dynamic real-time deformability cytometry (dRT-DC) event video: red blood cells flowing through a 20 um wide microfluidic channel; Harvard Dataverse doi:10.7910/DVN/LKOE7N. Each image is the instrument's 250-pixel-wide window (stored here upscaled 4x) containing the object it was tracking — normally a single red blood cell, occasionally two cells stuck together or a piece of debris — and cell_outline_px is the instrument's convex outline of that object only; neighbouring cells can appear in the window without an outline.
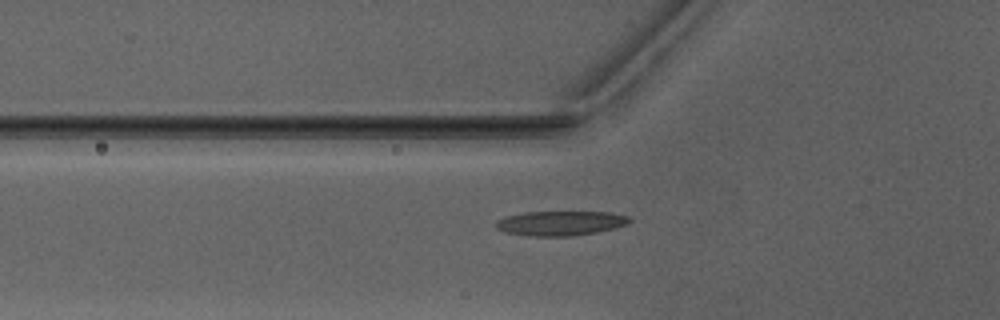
{"species": "Egyptian fruit bat (a non-hibernating species)", "species_latin": "Rousettus aegyptiacus", "temperature_condition": "warm", "stored_images_in_passage": 40, "camera_frame_rate_fps": 3000, "um_per_image_px": 0.085, "animal": {"sex": "male"}, "frame": {"image": 1, "passage_image": 9, "time_ms": 2.667, "image_size_px": [1000, 320], "cell_outline_px": [[632, 220], [624, 224], [612, 228], [596, 232], [572, 236], [532, 236], [504, 232], [496, 228], [496, 220], [504, 216], [524, 212], [608, 212], [628, 216]], "centroid_in_image_um": [47.57, 18.97], "position_along_channel_um": 78.2, "area_um2": 19.02}}
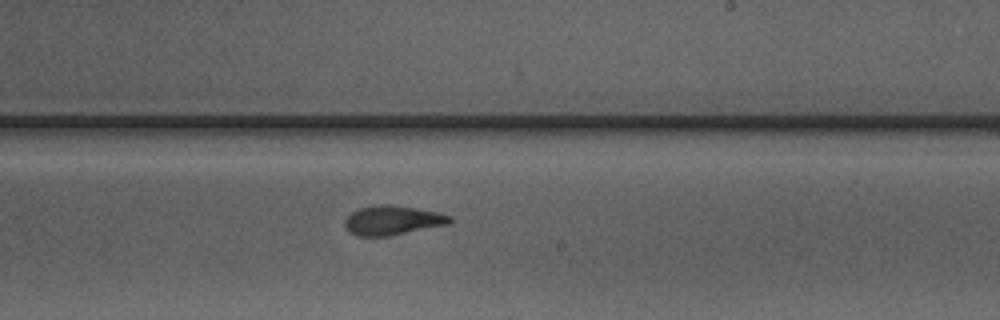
{"frame": {"image": 2, "passage_image": 22, "time_ms": 7.0, "image_size_px": [1000, 320], "cell_outline_px": [[452, 224], [388, 236], [356, 236], [348, 232], [344, 224], [344, 220], [352, 212], [360, 208], [384, 204], [392, 204], [436, 212], [452, 216]], "centroid_in_image_um": [33.38, 18.74], "position_along_channel_um": 255.6, "area_um2": 18.03}}
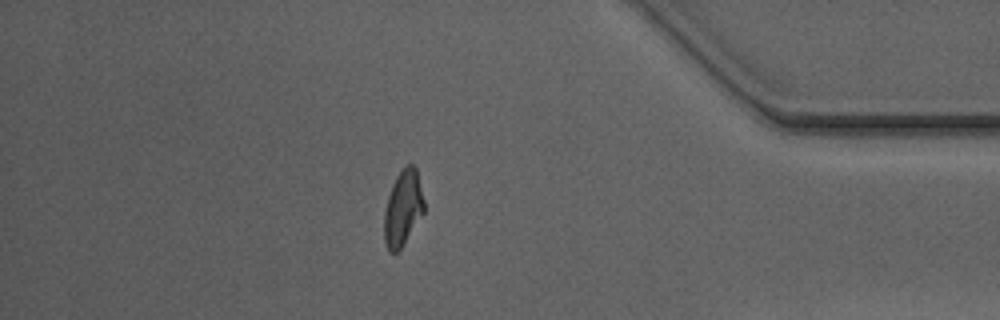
{"frame": {"image": 3, "passage_image": 35, "time_ms": 11.333, "image_size_px": [1000, 320], "cell_outline_px": [[424, 212], [400, 248], [396, 252], [388, 252], [384, 240], [384, 212], [388, 196], [392, 184], [396, 176], [404, 164], [412, 164], [416, 168], [424, 200]], "centroid_in_image_um": [34.23, 17.65], "position_along_channel_um": 401.0, "area_um2": 17.46}, "authors_computed_cell_mechanics": {"area_um2": 17.9758, "velocity_mm_per_s": 4.0856, "shape_relaxation_time_tau1_ms": 6.2012, "shape_relaxation_time_tau2_ms": 2.1552, "deformation_change_tau1": 0.2216, "deformation_change_tau2": 0.0637}}